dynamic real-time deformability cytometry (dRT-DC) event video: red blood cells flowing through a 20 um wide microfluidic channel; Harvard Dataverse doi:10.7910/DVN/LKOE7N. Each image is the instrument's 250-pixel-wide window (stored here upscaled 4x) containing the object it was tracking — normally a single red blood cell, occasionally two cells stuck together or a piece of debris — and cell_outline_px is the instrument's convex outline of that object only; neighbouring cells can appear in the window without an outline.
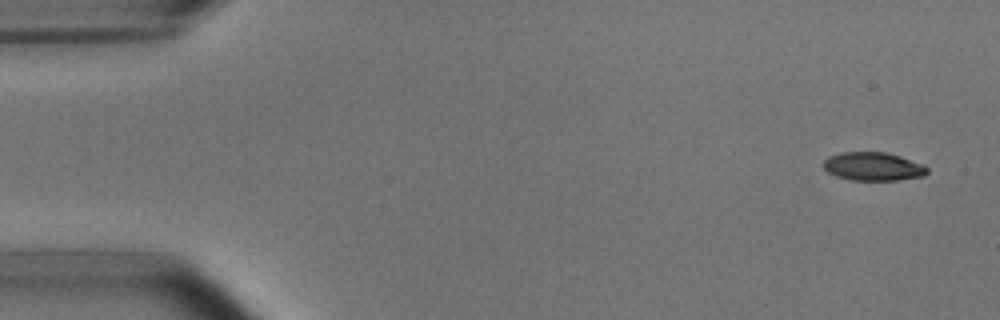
{"species": "common noctule bat (a hibernating species)", "species_latin": "Nyctalus noctula", "temperature_condition": "room temperature", "stored_images_in_passage": 4, "camera_frame_rate_fps": 3000, "um_per_image_px": 0.085, "animal": {"sex": "male", "body_mass_g": 15.6}, "frame": {"image": 1, "passage_image": 1, "time_ms": 0.0, "image_size_px": [1000, 320], "cell_outline_px": [[928, 172], [924, 176], [900, 180], [852, 180], [836, 176], [828, 172], [820, 164], [828, 156], [840, 152], [884, 152], [900, 156], [924, 164], [928, 168]], "centroid_in_image_um": [74.21, 14.15], "position_along_channel_um": 10.8, "area_um2": 17.4}}